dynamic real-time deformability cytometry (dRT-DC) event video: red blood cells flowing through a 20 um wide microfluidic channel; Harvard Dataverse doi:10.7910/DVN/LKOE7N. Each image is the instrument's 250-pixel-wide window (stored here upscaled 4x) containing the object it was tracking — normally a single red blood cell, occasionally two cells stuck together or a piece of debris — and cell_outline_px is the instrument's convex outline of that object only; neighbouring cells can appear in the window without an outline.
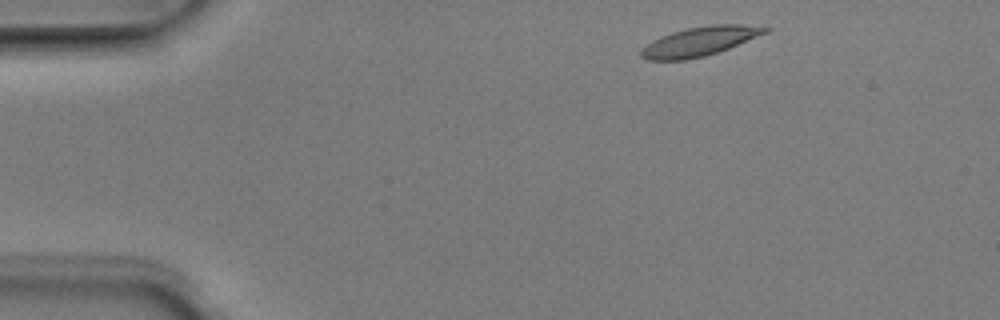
{"species": "Egyptian fruit bat (a non-hibernating species)", "species_latin": "Rousettus aegyptiacus", "temperature_condition": "room temperature", "stored_images_in_passage": 3, "camera_frame_rate_fps": 3000, "um_per_image_px": 0.085, "animal": {"sex": "male"}, "frame": {"image": 1, "passage_image": 1, "time_ms": 0.0, "image_size_px": [1000, 320], "cell_outline_px": [[772, 28], [768, 32], [728, 48], [704, 56], [684, 60], [644, 60], [640, 56], [640, 52], [652, 40], [660, 36], [672, 32], [688, 28], [712, 24], [744, 24]], "centroid_in_image_um": [59.47, 3.51], "position_along_channel_um": 25.5, "area_um2": 20.92}}